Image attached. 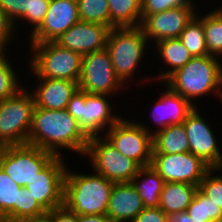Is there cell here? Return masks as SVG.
<instances>
[{
    "label": "cell",
    "mask_w": 222,
    "mask_h": 222,
    "mask_svg": "<svg viewBox=\"0 0 222 222\" xmlns=\"http://www.w3.org/2000/svg\"><path fill=\"white\" fill-rule=\"evenodd\" d=\"M89 137L79 127L77 121L64 110H50L34 107L32 124L27 144L52 153L64 156V151H72L84 156ZM63 153V154H62Z\"/></svg>",
    "instance_id": "cell-1"
},
{
    "label": "cell",
    "mask_w": 222,
    "mask_h": 222,
    "mask_svg": "<svg viewBox=\"0 0 222 222\" xmlns=\"http://www.w3.org/2000/svg\"><path fill=\"white\" fill-rule=\"evenodd\" d=\"M163 83L196 107V100L212 95L222 104V61L212 55L192 57Z\"/></svg>",
    "instance_id": "cell-2"
},
{
    "label": "cell",
    "mask_w": 222,
    "mask_h": 222,
    "mask_svg": "<svg viewBox=\"0 0 222 222\" xmlns=\"http://www.w3.org/2000/svg\"><path fill=\"white\" fill-rule=\"evenodd\" d=\"M67 166L63 205L77 215L106 214L114 183L95 173H78Z\"/></svg>",
    "instance_id": "cell-3"
},
{
    "label": "cell",
    "mask_w": 222,
    "mask_h": 222,
    "mask_svg": "<svg viewBox=\"0 0 222 222\" xmlns=\"http://www.w3.org/2000/svg\"><path fill=\"white\" fill-rule=\"evenodd\" d=\"M150 45L151 43L145 37L140 26L110 29L106 49L110 54L116 75L127 87L130 88L129 83H132V81L134 82L132 84H135L137 78L133 79L132 77H135L136 71L141 70V64L146 63L144 61L148 55L147 50H152Z\"/></svg>",
    "instance_id": "cell-4"
},
{
    "label": "cell",
    "mask_w": 222,
    "mask_h": 222,
    "mask_svg": "<svg viewBox=\"0 0 222 222\" xmlns=\"http://www.w3.org/2000/svg\"><path fill=\"white\" fill-rule=\"evenodd\" d=\"M27 62L30 75L34 78L66 79L79 82L82 56L61 47L55 41L29 43ZM30 68V69H29Z\"/></svg>",
    "instance_id": "cell-5"
},
{
    "label": "cell",
    "mask_w": 222,
    "mask_h": 222,
    "mask_svg": "<svg viewBox=\"0 0 222 222\" xmlns=\"http://www.w3.org/2000/svg\"><path fill=\"white\" fill-rule=\"evenodd\" d=\"M112 97L115 96L87 93L78 88L66 110L88 137L101 136L122 117L114 111Z\"/></svg>",
    "instance_id": "cell-6"
},
{
    "label": "cell",
    "mask_w": 222,
    "mask_h": 222,
    "mask_svg": "<svg viewBox=\"0 0 222 222\" xmlns=\"http://www.w3.org/2000/svg\"><path fill=\"white\" fill-rule=\"evenodd\" d=\"M34 107L27 86L0 101V148L27 144Z\"/></svg>",
    "instance_id": "cell-7"
},
{
    "label": "cell",
    "mask_w": 222,
    "mask_h": 222,
    "mask_svg": "<svg viewBox=\"0 0 222 222\" xmlns=\"http://www.w3.org/2000/svg\"><path fill=\"white\" fill-rule=\"evenodd\" d=\"M83 157L89 159L92 171L113 183L131 182L141 168L136 161L122 155L103 135L89 137Z\"/></svg>",
    "instance_id": "cell-8"
},
{
    "label": "cell",
    "mask_w": 222,
    "mask_h": 222,
    "mask_svg": "<svg viewBox=\"0 0 222 222\" xmlns=\"http://www.w3.org/2000/svg\"><path fill=\"white\" fill-rule=\"evenodd\" d=\"M78 87L87 93L109 96H118L128 88L116 75L106 48L82 56Z\"/></svg>",
    "instance_id": "cell-9"
},
{
    "label": "cell",
    "mask_w": 222,
    "mask_h": 222,
    "mask_svg": "<svg viewBox=\"0 0 222 222\" xmlns=\"http://www.w3.org/2000/svg\"><path fill=\"white\" fill-rule=\"evenodd\" d=\"M130 117H121L103 136L122 155L141 167L149 166L152 162V134Z\"/></svg>",
    "instance_id": "cell-10"
},
{
    "label": "cell",
    "mask_w": 222,
    "mask_h": 222,
    "mask_svg": "<svg viewBox=\"0 0 222 222\" xmlns=\"http://www.w3.org/2000/svg\"><path fill=\"white\" fill-rule=\"evenodd\" d=\"M55 156L29 144L0 148V168L17 185L25 187Z\"/></svg>",
    "instance_id": "cell-11"
},
{
    "label": "cell",
    "mask_w": 222,
    "mask_h": 222,
    "mask_svg": "<svg viewBox=\"0 0 222 222\" xmlns=\"http://www.w3.org/2000/svg\"><path fill=\"white\" fill-rule=\"evenodd\" d=\"M151 166L164 182L187 183L198 186L211 167L190 152L152 154Z\"/></svg>",
    "instance_id": "cell-12"
},
{
    "label": "cell",
    "mask_w": 222,
    "mask_h": 222,
    "mask_svg": "<svg viewBox=\"0 0 222 222\" xmlns=\"http://www.w3.org/2000/svg\"><path fill=\"white\" fill-rule=\"evenodd\" d=\"M199 110L195 107L183 122L189 140V152L200 157L211 168H222V149L216 136L218 134H214L215 129L203 116L202 113L205 112Z\"/></svg>",
    "instance_id": "cell-13"
},
{
    "label": "cell",
    "mask_w": 222,
    "mask_h": 222,
    "mask_svg": "<svg viewBox=\"0 0 222 222\" xmlns=\"http://www.w3.org/2000/svg\"><path fill=\"white\" fill-rule=\"evenodd\" d=\"M55 156L25 188L46 210L63 205L64 179L68 162ZM67 162V163H66Z\"/></svg>",
    "instance_id": "cell-14"
},
{
    "label": "cell",
    "mask_w": 222,
    "mask_h": 222,
    "mask_svg": "<svg viewBox=\"0 0 222 222\" xmlns=\"http://www.w3.org/2000/svg\"><path fill=\"white\" fill-rule=\"evenodd\" d=\"M196 2L194 0L190 5L179 6L151 15H142L140 27L149 43L153 41L151 43L153 45L163 39L179 38L197 11L201 10Z\"/></svg>",
    "instance_id": "cell-15"
},
{
    "label": "cell",
    "mask_w": 222,
    "mask_h": 222,
    "mask_svg": "<svg viewBox=\"0 0 222 222\" xmlns=\"http://www.w3.org/2000/svg\"><path fill=\"white\" fill-rule=\"evenodd\" d=\"M79 20L77 0H50L43 21L31 35H28L27 41H55Z\"/></svg>",
    "instance_id": "cell-16"
},
{
    "label": "cell",
    "mask_w": 222,
    "mask_h": 222,
    "mask_svg": "<svg viewBox=\"0 0 222 222\" xmlns=\"http://www.w3.org/2000/svg\"><path fill=\"white\" fill-rule=\"evenodd\" d=\"M160 84H163L165 91L160 93L157 100L155 99L156 102H152L154 105L151 107V111H149V114L151 112L152 123L157 125V129L154 125H152L153 127L147 126L148 123L137 119L139 124L152 135L170 125L183 124L187 116L196 107L190 101L172 91L163 82H160Z\"/></svg>",
    "instance_id": "cell-17"
},
{
    "label": "cell",
    "mask_w": 222,
    "mask_h": 222,
    "mask_svg": "<svg viewBox=\"0 0 222 222\" xmlns=\"http://www.w3.org/2000/svg\"><path fill=\"white\" fill-rule=\"evenodd\" d=\"M109 31L110 28L103 24L79 20L55 42L83 56L106 48Z\"/></svg>",
    "instance_id": "cell-18"
},
{
    "label": "cell",
    "mask_w": 222,
    "mask_h": 222,
    "mask_svg": "<svg viewBox=\"0 0 222 222\" xmlns=\"http://www.w3.org/2000/svg\"><path fill=\"white\" fill-rule=\"evenodd\" d=\"M36 84L28 87L33 95L35 107L64 110L72 95L77 91L78 83L66 79L33 78ZM36 85V86H35Z\"/></svg>",
    "instance_id": "cell-19"
},
{
    "label": "cell",
    "mask_w": 222,
    "mask_h": 222,
    "mask_svg": "<svg viewBox=\"0 0 222 222\" xmlns=\"http://www.w3.org/2000/svg\"><path fill=\"white\" fill-rule=\"evenodd\" d=\"M144 208L131 182L114 183L106 210L111 222H131Z\"/></svg>",
    "instance_id": "cell-20"
},
{
    "label": "cell",
    "mask_w": 222,
    "mask_h": 222,
    "mask_svg": "<svg viewBox=\"0 0 222 222\" xmlns=\"http://www.w3.org/2000/svg\"><path fill=\"white\" fill-rule=\"evenodd\" d=\"M153 46L152 49L156 48L157 50L154 52L157 53L155 55L156 59L162 60L157 59L161 64L162 62L164 63L165 68L159 71V74H154V76L156 75L155 77L153 75H148L149 78L146 75L144 76L145 81L149 82V85L150 81L154 82L155 79L158 83L159 81L163 82L170 74L184 66L193 57L179 38L163 39L156 42Z\"/></svg>",
    "instance_id": "cell-21"
},
{
    "label": "cell",
    "mask_w": 222,
    "mask_h": 222,
    "mask_svg": "<svg viewBox=\"0 0 222 222\" xmlns=\"http://www.w3.org/2000/svg\"><path fill=\"white\" fill-rule=\"evenodd\" d=\"M198 190V186L187 183L165 182L160 195L159 208L169 217L184 212Z\"/></svg>",
    "instance_id": "cell-22"
},
{
    "label": "cell",
    "mask_w": 222,
    "mask_h": 222,
    "mask_svg": "<svg viewBox=\"0 0 222 222\" xmlns=\"http://www.w3.org/2000/svg\"><path fill=\"white\" fill-rule=\"evenodd\" d=\"M152 154H180L189 152V140L184 125H170L152 135Z\"/></svg>",
    "instance_id": "cell-23"
},
{
    "label": "cell",
    "mask_w": 222,
    "mask_h": 222,
    "mask_svg": "<svg viewBox=\"0 0 222 222\" xmlns=\"http://www.w3.org/2000/svg\"><path fill=\"white\" fill-rule=\"evenodd\" d=\"M131 183L142 198L144 207H159L165 182L151 165L141 167Z\"/></svg>",
    "instance_id": "cell-24"
},
{
    "label": "cell",
    "mask_w": 222,
    "mask_h": 222,
    "mask_svg": "<svg viewBox=\"0 0 222 222\" xmlns=\"http://www.w3.org/2000/svg\"><path fill=\"white\" fill-rule=\"evenodd\" d=\"M110 29L138 27L142 22L141 0H108Z\"/></svg>",
    "instance_id": "cell-25"
},
{
    "label": "cell",
    "mask_w": 222,
    "mask_h": 222,
    "mask_svg": "<svg viewBox=\"0 0 222 222\" xmlns=\"http://www.w3.org/2000/svg\"><path fill=\"white\" fill-rule=\"evenodd\" d=\"M17 185L0 168V221L18 222L19 190Z\"/></svg>",
    "instance_id": "cell-26"
},
{
    "label": "cell",
    "mask_w": 222,
    "mask_h": 222,
    "mask_svg": "<svg viewBox=\"0 0 222 222\" xmlns=\"http://www.w3.org/2000/svg\"><path fill=\"white\" fill-rule=\"evenodd\" d=\"M202 13V24L209 55L222 59V10L217 6Z\"/></svg>",
    "instance_id": "cell-27"
},
{
    "label": "cell",
    "mask_w": 222,
    "mask_h": 222,
    "mask_svg": "<svg viewBox=\"0 0 222 222\" xmlns=\"http://www.w3.org/2000/svg\"><path fill=\"white\" fill-rule=\"evenodd\" d=\"M179 39L193 57L209 55L202 24V12L197 11L194 18L181 32Z\"/></svg>",
    "instance_id": "cell-28"
},
{
    "label": "cell",
    "mask_w": 222,
    "mask_h": 222,
    "mask_svg": "<svg viewBox=\"0 0 222 222\" xmlns=\"http://www.w3.org/2000/svg\"><path fill=\"white\" fill-rule=\"evenodd\" d=\"M186 212L190 217L199 221L222 222V210L199 190L195 192Z\"/></svg>",
    "instance_id": "cell-29"
},
{
    "label": "cell",
    "mask_w": 222,
    "mask_h": 222,
    "mask_svg": "<svg viewBox=\"0 0 222 222\" xmlns=\"http://www.w3.org/2000/svg\"><path fill=\"white\" fill-rule=\"evenodd\" d=\"M79 19L103 24L110 28L108 0H77Z\"/></svg>",
    "instance_id": "cell-30"
},
{
    "label": "cell",
    "mask_w": 222,
    "mask_h": 222,
    "mask_svg": "<svg viewBox=\"0 0 222 222\" xmlns=\"http://www.w3.org/2000/svg\"><path fill=\"white\" fill-rule=\"evenodd\" d=\"M9 61V57L0 61V101L15 95L25 86L17 74L19 70H16L17 67Z\"/></svg>",
    "instance_id": "cell-31"
},
{
    "label": "cell",
    "mask_w": 222,
    "mask_h": 222,
    "mask_svg": "<svg viewBox=\"0 0 222 222\" xmlns=\"http://www.w3.org/2000/svg\"><path fill=\"white\" fill-rule=\"evenodd\" d=\"M49 2L50 0H27L25 4V14L14 24L16 32H19L20 27L18 25L22 23V26L27 24L25 28L28 29L30 27L29 35H31L43 21L48 10Z\"/></svg>",
    "instance_id": "cell-32"
},
{
    "label": "cell",
    "mask_w": 222,
    "mask_h": 222,
    "mask_svg": "<svg viewBox=\"0 0 222 222\" xmlns=\"http://www.w3.org/2000/svg\"><path fill=\"white\" fill-rule=\"evenodd\" d=\"M198 190L222 210V168H211L199 183Z\"/></svg>",
    "instance_id": "cell-33"
},
{
    "label": "cell",
    "mask_w": 222,
    "mask_h": 222,
    "mask_svg": "<svg viewBox=\"0 0 222 222\" xmlns=\"http://www.w3.org/2000/svg\"><path fill=\"white\" fill-rule=\"evenodd\" d=\"M47 211L30 195V192L21 187L19 190L18 222L37 217Z\"/></svg>",
    "instance_id": "cell-34"
},
{
    "label": "cell",
    "mask_w": 222,
    "mask_h": 222,
    "mask_svg": "<svg viewBox=\"0 0 222 222\" xmlns=\"http://www.w3.org/2000/svg\"><path fill=\"white\" fill-rule=\"evenodd\" d=\"M194 0H141L142 15H151L179 6L190 5Z\"/></svg>",
    "instance_id": "cell-35"
},
{
    "label": "cell",
    "mask_w": 222,
    "mask_h": 222,
    "mask_svg": "<svg viewBox=\"0 0 222 222\" xmlns=\"http://www.w3.org/2000/svg\"><path fill=\"white\" fill-rule=\"evenodd\" d=\"M27 0H0V8L15 24L25 14Z\"/></svg>",
    "instance_id": "cell-36"
},
{
    "label": "cell",
    "mask_w": 222,
    "mask_h": 222,
    "mask_svg": "<svg viewBox=\"0 0 222 222\" xmlns=\"http://www.w3.org/2000/svg\"><path fill=\"white\" fill-rule=\"evenodd\" d=\"M170 217L159 207H145L131 222H169Z\"/></svg>",
    "instance_id": "cell-37"
},
{
    "label": "cell",
    "mask_w": 222,
    "mask_h": 222,
    "mask_svg": "<svg viewBox=\"0 0 222 222\" xmlns=\"http://www.w3.org/2000/svg\"><path fill=\"white\" fill-rule=\"evenodd\" d=\"M14 23L0 8V40H17ZM15 37V38H14Z\"/></svg>",
    "instance_id": "cell-38"
},
{
    "label": "cell",
    "mask_w": 222,
    "mask_h": 222,
    "mask_svg": "<svg viewBox=\"0 0 222 222\" xmlns=\"http://www.w3.org/2000/svg\"><path fill=\"white\" fill-rule=\"evenodd\" d=\"M53 222H77V214L64 205L52 209Z\"/></svg>",
    "instance_id": "cell-39"
},
{
    "label": "cell",
    "mask_w": 222,
    "mask_h": 222,
    "mask_svg": "<svg viewBox=\"0 0 222 222\" xmlns=\"http://www.w3.org/2000/svg\"><path fill=\"white\" fill-rule=\"evenodd\" d=\"M77 222H111L106 214L77 215Z\"/></svg>",
    "instance_id": "cell-40"
},
{
    "label": "cell",
    "mask_w": 222,
    "mask_h": 222,
    "mask_svg": "<svg viewBox=\"0 0 222 222\" xmlns=\"http://www.w3.org/2000/svg\"><path fill=\"white\" fill-rule=\"evenodd\" d=\"M169 222H203L190 217L186 211L177 213L170 217Z\"/></svg>",
    "instance_id": "cell-41"
},
{
    "label": "cell",
    "mask_w": 222,
    "mask_h": 222,
    "mask_svg": "<svg viewBox=\"0 0 222 222\" xmlns=\"http://www.w3.org/2000/svg\"><path fill=\"white\" fill-rule=\"evenodd\" d=\"M12 41L13 40H0V61L8 57L7 49L9 52V46L11 48Z\"/></svg>",
    "instance_id": "cell-42"
},
{
    "label": "cell",
    "mask_w": 222,
    "mask_h": 222,
    "mask_svg": "<svg viewBox=\"0 0 222 222\" xmlns=\"http://www.w3.org/2000/svg\"><path fill=\"white\" fill-rule=\"evenodd\" d=\"M23 222H53L52 219V210L47 211L46 213L39 215L37 217L25 220Z\"/></svg>",
    "instance_id": "cell-43"
},
{
    "label": "cell",
    "mask_w": 222,
    "mask_h": 222,
    "mask_svg": "<svg viewBox=\"0 0 222 222\" xmlns=\"http://www.w3.org/2000/svg\"><path fill=\"white\" fill-rule=\"evenodd\" d=\"M218 6V8L220 9V10H222V6L221 5H217ZM220 6V7H219Z\"/></svg>",
    "instance_id": "cell-44"
}]
</instances>
